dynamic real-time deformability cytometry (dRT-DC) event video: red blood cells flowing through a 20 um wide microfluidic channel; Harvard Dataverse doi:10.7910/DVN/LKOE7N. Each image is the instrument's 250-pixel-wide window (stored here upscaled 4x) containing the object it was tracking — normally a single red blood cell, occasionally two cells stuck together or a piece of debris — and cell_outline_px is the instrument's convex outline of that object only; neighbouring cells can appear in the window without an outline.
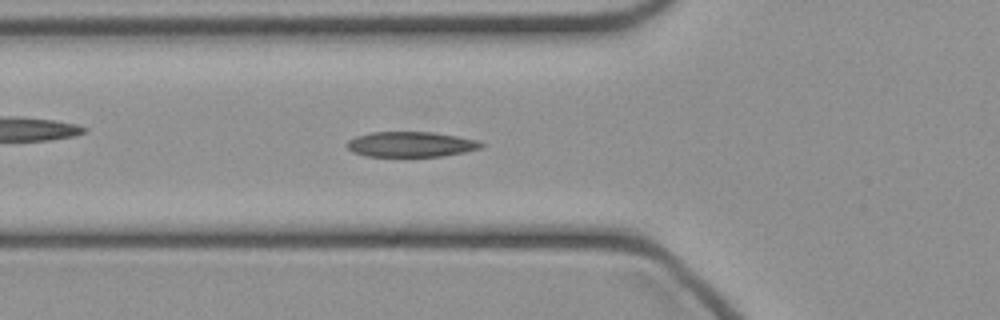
{"species": "common noctule bat (a hibernating species)", "species_latin": "Nyctalus noctula", "temperature_condition": "cold", "stored_images_in_passage": 35, "camera_frame_rate_fps": 3000, "um_per_image_px": 0.085, "animal": {"sex": "female", "body_mass_g": 21.9}, "frame": {"image": 1, "passage_image": 6, "time_ms": 1.667, "image_size_px": [1000, 320], "cell_outline_px": [[488, 144], [480, 148], [464, 152], [444, 156], [364, 156], [352, 152], [344, 144], [348, 140], [356, 136], [372, 132], [432, 132], [480, 140]], "centroid_in_image_um": [34.94, 12.26], "position_along_channel_um": 90.9, "area_um2": 19.94}}
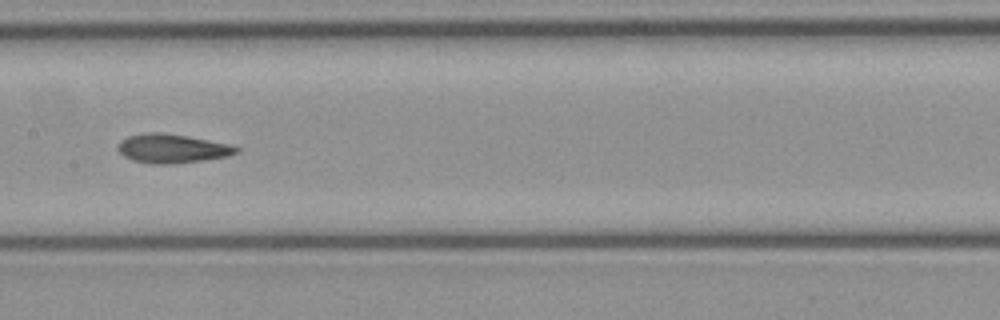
{"frame": {"image": 2, "passage_image": 13, "time_ms": 4.0, "image_size_px": [1000, 320], "cell_outline_px": [[240, 152], [228, 156], [176, 164], [152, 164], [132, 160], [124, 156], [116, 148], [116, 144], [120, 140], [128, 136], [148, 132], [160, 132], [188, 136], [232, 144], [240, 148]], "centroid_in_image_um": [14.64, 12.62], "position_along_channel_um": 192.8, "area_um2": 20.29}}
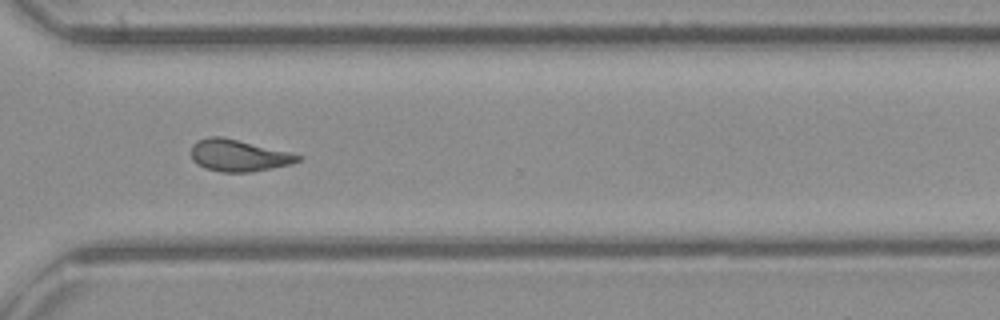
{"frame": {"image": 3, "passage_image": 24, "time_ms": 7.667, "image_size_px": [1000, 320], "cell_outline_px": [[300, 160], [292, 164], [272, 168], [248, 172], [224, 172], [204, 168], [196, 164], [192, 160], [192, 144], [196, 140], [208, 136], [220, 136], [288, 152], [300, 156]], "centroid_in_image_um": [20.21, 13.22], "position_along_channel_um": 350.4, "area_um2": 19.54}}